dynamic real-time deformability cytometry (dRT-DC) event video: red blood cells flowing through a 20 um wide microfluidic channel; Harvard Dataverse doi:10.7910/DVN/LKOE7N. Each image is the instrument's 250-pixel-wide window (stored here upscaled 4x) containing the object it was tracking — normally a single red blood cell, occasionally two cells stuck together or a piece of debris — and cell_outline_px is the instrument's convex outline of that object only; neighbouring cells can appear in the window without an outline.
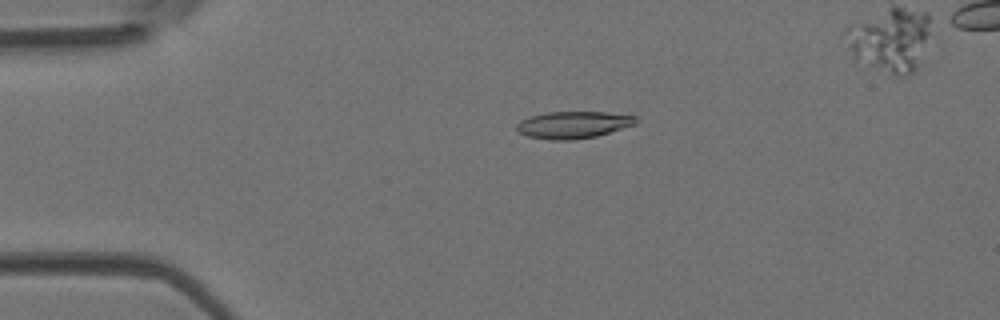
{"species": "Egyptian fruit bat (a non-hibernating species)", "species_latin": "Rousettus aegyptiacus", "temperature_condition": "room temperature", "stored_images_in_passage": 6, "camera_frame_rate_fps": 3000, "um_per_image_px": 0.085, "animal": {"sex": "female"}, "frame": {"image": 1, "passage_image": 4, "time_ms": 1.0, "image_size_px": [1000, 320], "cell_outline_px": [[640, 120], [636, 124], [596, 136], [572, 140], [552, 140], [528, 136], [520, 132], [516, 128], [516, 124], [520, 120], [528, 116], [548, 112], [604, 112], [636, 116]], "centroid_in_image_um": [48.73, 10.6], "position_along_channel_um": 36.3, "area_um2": 18.79}}